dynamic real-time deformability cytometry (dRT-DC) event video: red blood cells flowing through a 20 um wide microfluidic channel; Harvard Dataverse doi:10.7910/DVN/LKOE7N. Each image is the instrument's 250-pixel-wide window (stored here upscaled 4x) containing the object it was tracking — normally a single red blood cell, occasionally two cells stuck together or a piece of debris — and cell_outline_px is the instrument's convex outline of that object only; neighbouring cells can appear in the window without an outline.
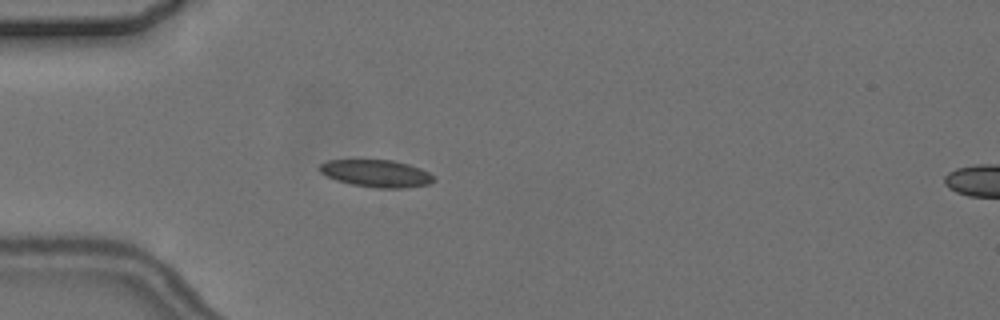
{"species": "common noctule bat (a hibernating species)", "species_latin": "Nyctalus noctula", "temperature_condition": "cold", "stored_images_in_passage": 6, "camera_frame_rate_fps": 3000, "um_per_image_px": 0.085, "animal": {"sex": "female", "body_mass_g": 24.6, "forearm_length_mm": 56.2}, "frame": {"image": 1, "passage_image": 5, "time_ms": 4.667, "image_size_px": [1000, 320], "cell_outline_px": [[436, 180], [428, 184], [404, 188], [376, 188], [352, 184], [336, 180], [320, 172], [320, 164], [328, 160], [392, 160], [408, 164], [420, 168], [428, 172]], "centroid_in_image_um": [32.0, 14.74], "position_along_channel_um": 53.0, "area_um2": 17.98}}